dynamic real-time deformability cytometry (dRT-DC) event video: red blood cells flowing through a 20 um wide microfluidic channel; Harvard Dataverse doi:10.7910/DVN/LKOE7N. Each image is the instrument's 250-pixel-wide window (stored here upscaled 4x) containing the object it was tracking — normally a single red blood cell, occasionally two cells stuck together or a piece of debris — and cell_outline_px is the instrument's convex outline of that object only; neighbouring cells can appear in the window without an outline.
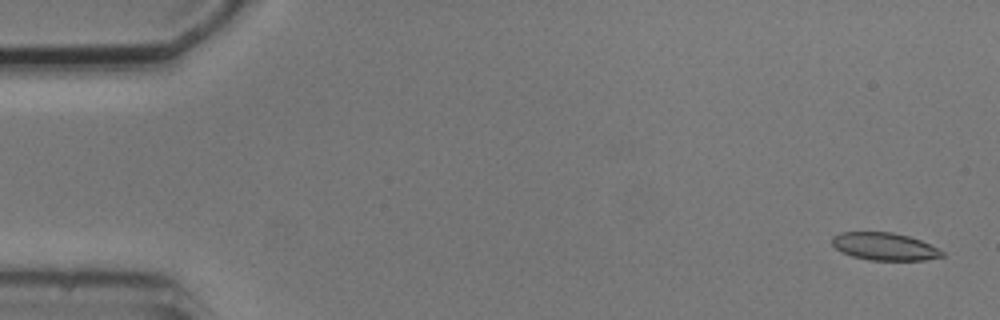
{"species": "common noctule bat (a hibernating species)", "species_latin": "Nyctalus noctula", "temperature_condition": "cold", "stored_images_in_passage": 5, "camera_frame_rate_fps": 3000, "um_per_image_px": 0.085, "animal": {"sex": "male", "body_mass_g": 20.5, "forearm_length_mm": 52.5}, "frame": {"image": 1, "passage_image": 1, "time_ms": 0.0, "image_size_px": [1000, 320], "cell_outline_px": [[944, 256], [924, 260], [868, 260], [852, 256], [840, 252], [832, 244], [832, 236], [840, 232], [892, 232], [908, 236], [920, 240], [944, 252]], "centroid_in_image_um": [75.14, 20.95], "position_along_channel_um": 9.9, "area_um2": 17.63}}